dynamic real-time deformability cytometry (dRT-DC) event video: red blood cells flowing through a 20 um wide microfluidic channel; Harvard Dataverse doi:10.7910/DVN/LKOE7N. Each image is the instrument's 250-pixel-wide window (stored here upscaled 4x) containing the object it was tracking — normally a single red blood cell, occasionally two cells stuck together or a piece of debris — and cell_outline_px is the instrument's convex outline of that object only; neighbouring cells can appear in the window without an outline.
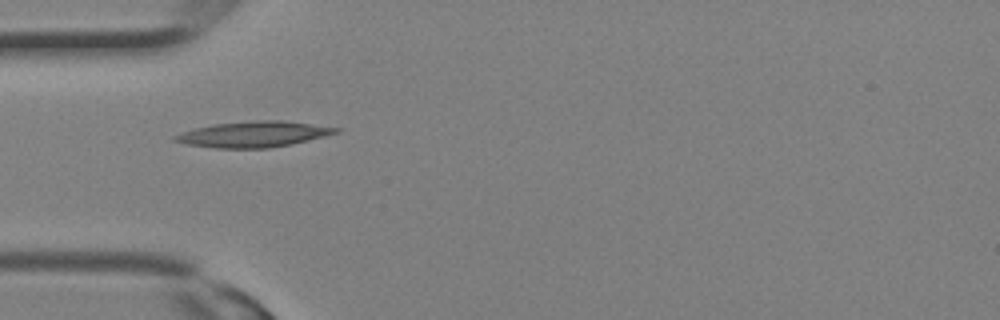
{"species": "Egyptian fruit bat (a non-hibernating species)", "species_latin": "Rousettus aegyptiacus", "temperature_condition": "room temperature", "stored_images_in_passage": 22, "camera_frame_rate_fps": 3000, "um_per_image_px": 0.085, "animal": {"sex": "female"}, "frame": {"image": 1, "passage_image": 1, "time_ms": 0.0, "image_size_px": [1000, 320], "cell_outline_px": [[340, 132], [292, 144], [268, 148], [216, 148], [184, 144], [172, 140], [172, 136], [196, 128], [212, 124], [256, 120], [280, 120], [340, 128]], "centroid_in_image_um": [21.52, 11.41], "position_along_channel_um": 63.5, "area_um2": 24.04}}
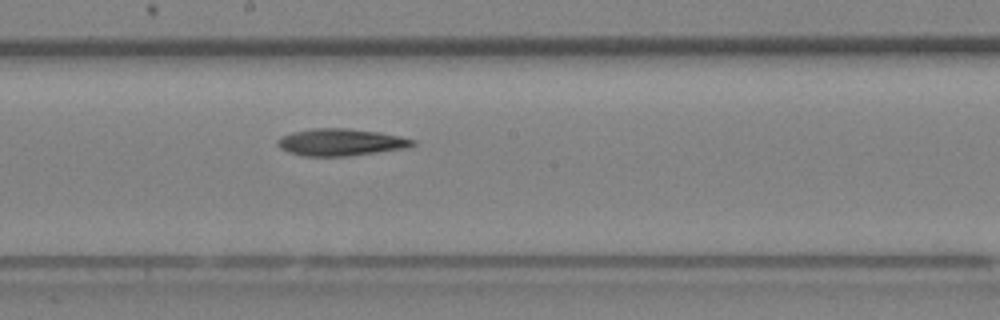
{"frame": {"image": 2, "passage_image": 8, "time_ms": 2.333, "image_size_px": [1000, 320], "cell_outline_px": [[416, 144], [404, 148], [376, 152], [344, 156], [300, 156], [288, 152], [280, 148], [276, 144], [276, 140], [280, 136], [292, 132], [312, 128], [344, 128], [380, 132], [400, 136], [416, 140]], "centroid_in_image_um": [28.9, 12.08], "position_along_channel_um": 219.3, "area_um2": 21.33}}
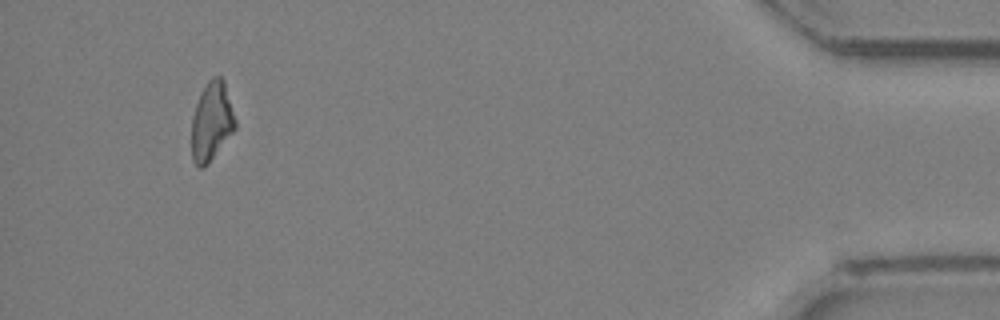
{"frame": {"image": 3, "passage_image": 20, "time_ms": 6.333, "image_size_px": [1000, 320], "cell_outline_px": [[236, 128], [208, 164], [204, 168], [200, 168], [192, 160], [192, 116], [200, 92], [208, 80], [212, 76], [220, 76], [224, 80], [236, 120]], "centroid_in_image_um": [17.99, 10.31], "position_along_channel_um": 417.2, "area_um2": 20.11}}